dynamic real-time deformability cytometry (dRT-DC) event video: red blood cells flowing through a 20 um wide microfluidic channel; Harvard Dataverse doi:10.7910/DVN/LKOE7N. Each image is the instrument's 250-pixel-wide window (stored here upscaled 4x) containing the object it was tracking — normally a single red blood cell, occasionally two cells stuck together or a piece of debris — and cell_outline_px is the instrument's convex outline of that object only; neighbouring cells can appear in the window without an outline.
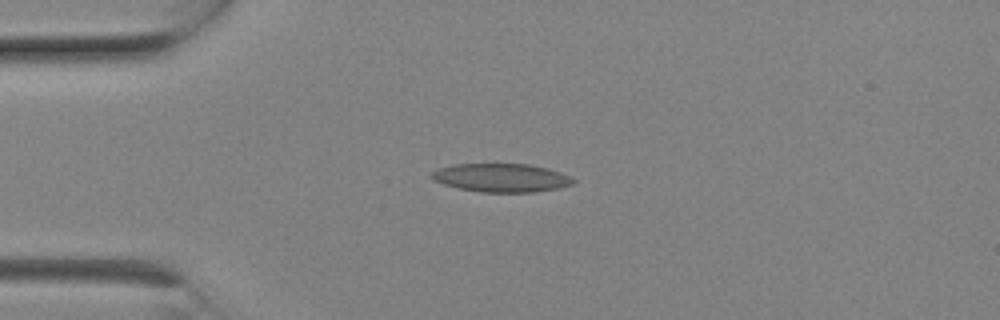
{"species": "Egyptian fruit bat (a non-hibernating species)", "species_latin": "Rousettus aegyptiacus", "temperature_condition": "room temperature", "stored_images_in_passage": 5, "camera_frame_rate_fps": 3000, "um_per_image_px": 0.085, "animal": {"sex": "female"}, "frame": {"image": 1, "passage_image": 4, "time_ms": 1.0, "image_size_px": [1000, 320], "cell_outline_px": [[576, 180], [572, 184], [560, 188], [536, 192], [480, 192], [460, 188], [444, 184], [432, 180], [428, 176], [432, 172], [440, 168], [452, 164], [528, 164], [548, 168], [560, 172]], "centroid_in_image_um": [42.6, 15.11], "position_along_channel_um": 42.4, "area_um2": 23.52}}